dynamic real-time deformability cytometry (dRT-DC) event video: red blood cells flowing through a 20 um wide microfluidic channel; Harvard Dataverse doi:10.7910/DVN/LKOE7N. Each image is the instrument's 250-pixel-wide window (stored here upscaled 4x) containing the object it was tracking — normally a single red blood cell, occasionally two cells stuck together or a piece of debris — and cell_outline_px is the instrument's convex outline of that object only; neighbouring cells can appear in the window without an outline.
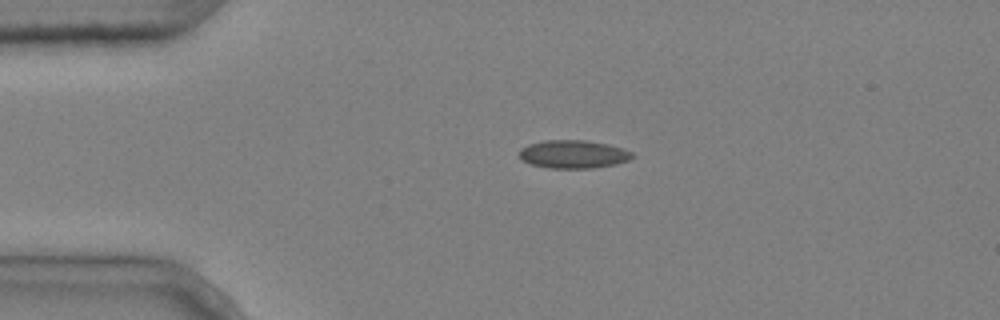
{"species": "common noctule bat (a hibernating species)", "species_latin": "Nyctalus noctula", "temperature_condition": "cold", "stored_images_in_passage": 2, "camera_frame_rate_fps": 3000, "um_per_image_px": 0.085, "animal": {"sex": "male", "body_mass_g": 20.4}, "frame": {"image": 1, "passage_image": 1, "time_ms": 0.0, "image_size_px": [1000, 320], "cell_outline_px": [[636, 156], [628, 160], [616, 164], [592, 168], [548, 168], [532, 164], [520, 160], [520, 148], [528, 144], [544, 140], [584, 140], [608, 144], [624, 148], [632, 152]], "centroid_in_image_um": [48.74, 13.1], "position_along_channel_um": 36.3, "area_um2": 18.67}}